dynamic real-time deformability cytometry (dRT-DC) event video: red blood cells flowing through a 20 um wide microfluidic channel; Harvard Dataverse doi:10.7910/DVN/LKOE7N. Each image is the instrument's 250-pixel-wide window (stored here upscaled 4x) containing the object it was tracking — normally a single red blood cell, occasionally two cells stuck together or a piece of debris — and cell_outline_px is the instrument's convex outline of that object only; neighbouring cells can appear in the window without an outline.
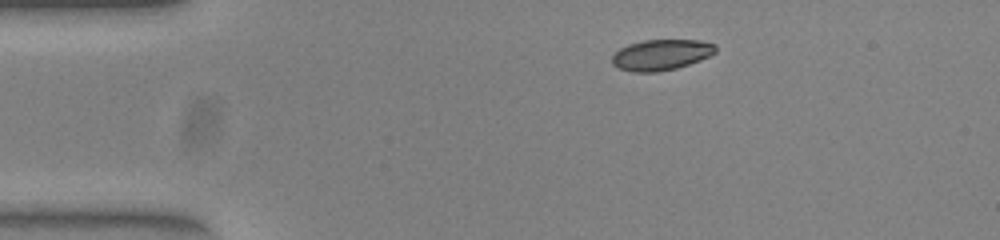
{"species": "common noctule bat (a hibernating species)", "species_latin": "Nyctalus noctula", "temperature_condition": "warm", "stored_images_in_passage": 44, "camera_frame_rate_fps": 3000, "um_per_image_px": 0.085, "animal": {"sex": "female", "body_mass_g": 23.0, "forearm_length_mm": 53.4}, "frame": {"image": 1, "passage_image": 1, "time_ms": 0.0, "image_size_px": [1000, 240], "cell_outline_px": [[716, 52], [700, 60], [676, 68], [656, 72], [632, 72], [620, 68], [612, 64], [612, 56], [620, 48], [628, 44], [644, 40], [700, 40], [716, 44]], "centroid_in_image_um": [56.2, 4.65], "position_along_channel_um": 28.8, "area_um2": 18.5}}
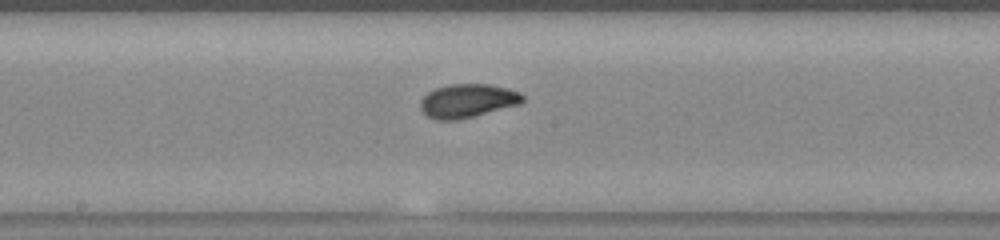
{"frame": {"image": 2, "passage_image": 19, "time_ms": 6.0, "image_size_px": [1000, 240], "cell_outline_px": [[524, 100], [520, 104], [460, 120], [436, 120], [428, 116], [420, 108], [420, 100], [428, 92], [436, 88], [448, 84], [488, 84], [508, 88], [520, 92], [524, 96]], "centroid_in_image_um": [39.75, 8.57], "position_along_channel_um": 208.5, "area_um2": 20.17}}
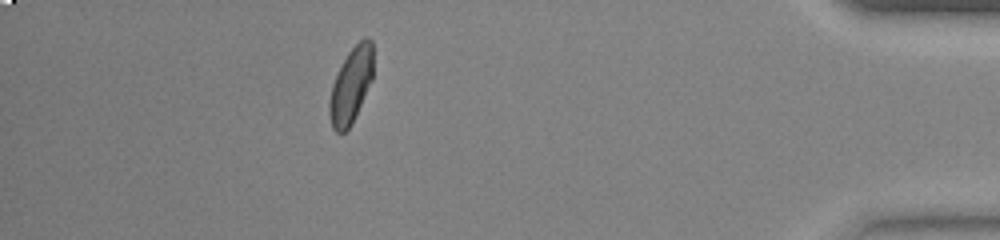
{"frame": {"image": 3, "passage_image": 38, "time_ms": 12.333, "image_size_px": [1000, 240], "cell_outline_px": [[372, 80], [352, 124], [344, 132], [336, 132], [332, 128], [328, 112], [328, 104], [332, 84], [348, 52], [364, 36], [368, 36], [372, 40]], "centroid_in_image_um": [29.83, 7.26], "position_along_channel_um": 405.4, "area_um2": 19.19}, "authors_computed_cell_mechanics": {"area_um2": 19.5364, "velocity_mm_per_s": 3.9271, "shape_relaxation_time_tau1_ms": 3.5929, "shape_relaxation_time_tau2_ms": 1.0004, "deformation_change_tau1": 0.1435, "deformation_change_tau2": 0.0446}}